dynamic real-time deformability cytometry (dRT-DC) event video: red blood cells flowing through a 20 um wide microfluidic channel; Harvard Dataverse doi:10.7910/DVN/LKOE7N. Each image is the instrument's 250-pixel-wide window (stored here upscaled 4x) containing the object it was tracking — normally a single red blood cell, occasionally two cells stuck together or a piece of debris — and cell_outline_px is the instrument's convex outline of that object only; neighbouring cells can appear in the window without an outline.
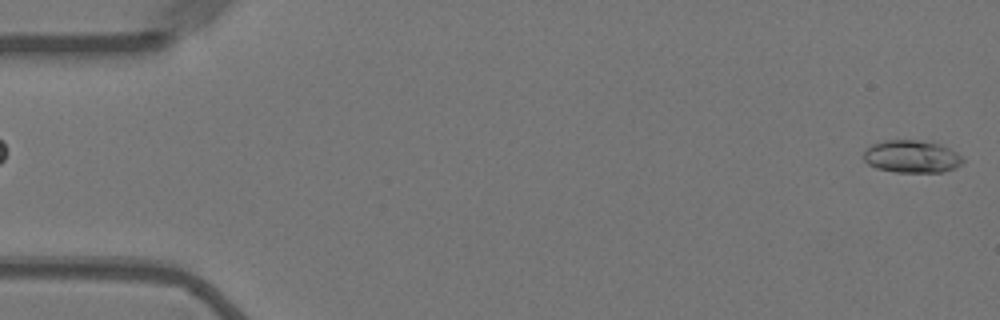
{"species": "Egyptian fruit bat (a non-hibernating species)", "species_latin": "Rousettus aegyptiacus", "temperature_condition": "warm", "stored_images_in_passage": 13, "camera_frame_rate_fps": 3000, "um_per_image_px": 0.085, "animal": {"sex": "female"}, "frame": {"image": 1, "passage_image": 1, "time_ms": 0.0, "image_size_px": [1000, 320], "cell_outline_px": [[964, 160], [956, 168], [940, 172], [896, 172], [876, 168], [868, 164], [864, 160], [864, 152], [872, 144], [884, 140], [916, 140], [940, 144], [956, 152]], "centroid_in_image_um": [77.48, 13.31], "position_along_channel_um": 7.5, "area_um2": 18.67}}